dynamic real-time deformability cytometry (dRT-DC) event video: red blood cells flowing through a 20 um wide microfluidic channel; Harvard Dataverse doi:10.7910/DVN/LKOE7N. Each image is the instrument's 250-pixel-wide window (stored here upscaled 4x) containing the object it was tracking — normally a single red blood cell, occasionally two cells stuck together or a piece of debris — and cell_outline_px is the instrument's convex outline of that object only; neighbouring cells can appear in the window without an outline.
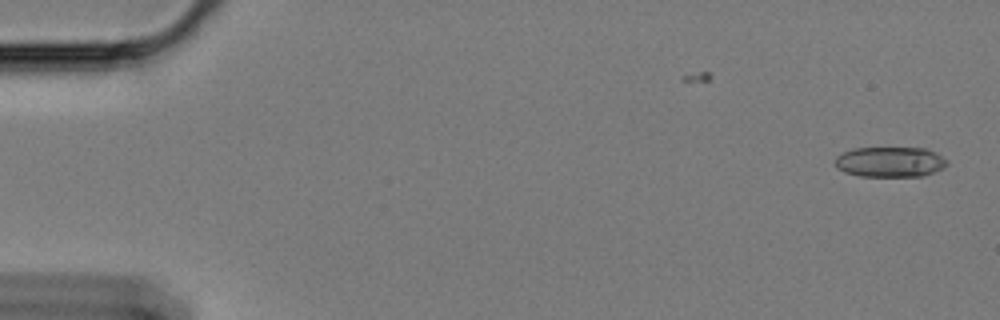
{"species": "Egyptian fruit bat (a non-hibernating species)", "species_latin": "Rousettus aegyptiacus", "temperature_condition": "cold", "stored_images_in_passage": 21, "camera_frame_rate_fps": 3000, "um_per_image_px": 0.085, "animal": {"sex": "female"}, "frame": {"image": 1, "passage_image": 1, "time_ms": 0.0, "image_size_px": [1000, 320], "cell_outline_px": [[948, 164], [944, 168], [924, 176], [860, 176], [844, 172], [836, 168], [836, 156], [852, 148], [924, 148], [936, 152], [948, 160]], "centroid_in_image_um": [75.68, 13.76], "position_along_channel_um": 9.3, "area_um2": 19.88}}
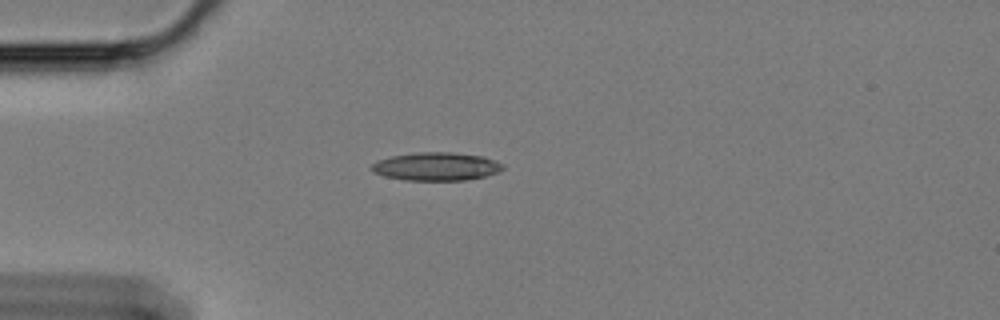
{"frame": {"image": 2, "passage_image": 15, "time_ms": 4.667, "image_size_px": [1000, 320], "cell_outline_px": [[504, 168], [500, 172], [484, 176], [464, 180], [404, 180], [384, 176], [372, 172], [372, 164], [380, 160], [392, 156], [416, 152], [452, 152], [484, 156], [504, 164]], "centroid_in_image_um": [37.11, 14.15], "position_along_channel_um": 47.9, "area_um2": 21.56}}
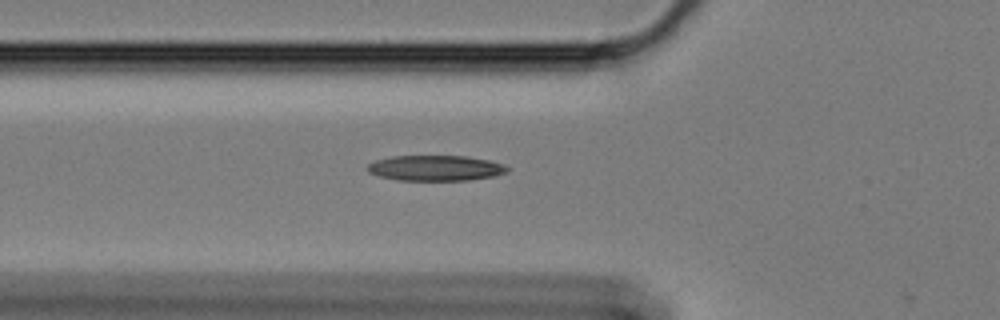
{"frame": {"image": 3, "passage_image": 20, "time_ms": 6.333, "image_size_px": [1000, 320], "cell_outline_px": [[508, 172], [496, 176], [468, 180], [396, 180], [380, 176], [368, 172], [364, 168], [368, 164], [376, 160], [392, 156], [468, 156], [488, 160], [504, 164], [508, 168]], "centroid_in_image_um": [37.02, 14.28], "position_along_channel_um": 88.8, "area_um2": 20.87}}